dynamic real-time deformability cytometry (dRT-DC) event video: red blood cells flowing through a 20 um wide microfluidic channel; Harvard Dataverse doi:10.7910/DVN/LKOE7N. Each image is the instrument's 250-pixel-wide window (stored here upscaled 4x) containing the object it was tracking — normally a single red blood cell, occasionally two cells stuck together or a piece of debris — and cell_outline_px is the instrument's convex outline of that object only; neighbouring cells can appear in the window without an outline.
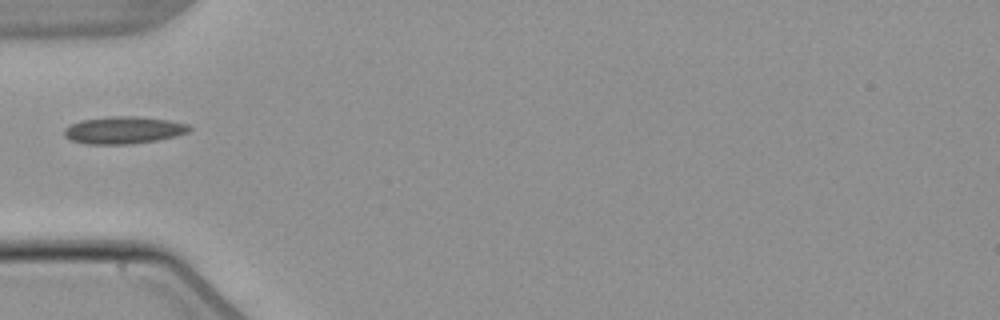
{"species": "common noctule bat (a hibernating species)", "species_latin": "Nyctalus noctula", "temperature_condition": "warm", "stored_images_in_passage": 2, "camera_frame_rate_fps": 3000, "um_per_image_px": 0.085, "animal": {"sex": "male", "body_mass_g": 21.5, "forearm_length_mm": 52.0}, "frame": {"image": 1, "passage_image": 1, "time_ms": 0.0, "image_size_px": [1000, 320], "cell_outline_px": [[192, 128], [188, 132], [176, 136], [156, 140], [128, 144], [88, 144], [72, 140], [64, 136], [64, 128], [80, 120], [112, 116], [136, 116], [168, 120], [188, 124]], "centroid_in_image_um": [10.51, 11.05], "position_along_channel_um": 74.5, "area_um2": 19.77}}